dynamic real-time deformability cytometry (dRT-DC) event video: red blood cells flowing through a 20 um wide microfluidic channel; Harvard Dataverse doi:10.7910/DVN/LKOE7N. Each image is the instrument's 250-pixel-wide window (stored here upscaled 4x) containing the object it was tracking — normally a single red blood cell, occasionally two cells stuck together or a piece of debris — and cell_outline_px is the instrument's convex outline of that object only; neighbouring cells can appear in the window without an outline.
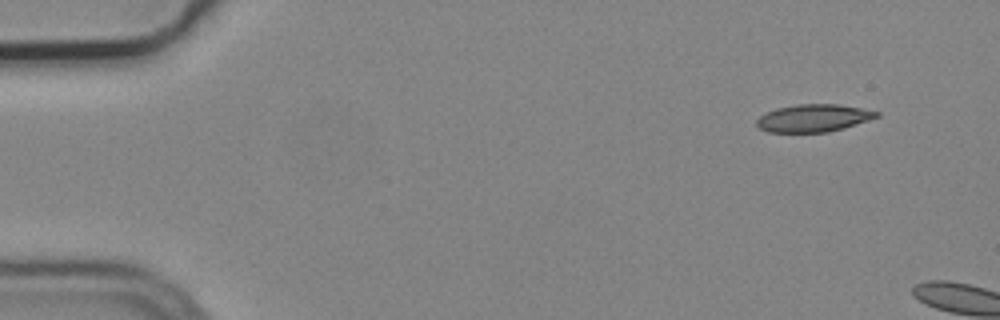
{"species": "common noctule bat (a hibernating species)", "species_latin": "Nyctalus noctula", "temperature_condition": "cold", "stored_images_in_passage": 2, "camera_frame_rate_fps": 3000, "um_per_image_px": 0.085, "animal": {"sex": "male", "body_mass_g": 19.2, "forearm_length_mm": 51.8}, "frame": {"image": 1, "passage_image": 1, "time_ms": 0.0, "image_size_px": [1000, 320], "cell_outline_px": [[880, 116], [868, 120], [828, 132], [768, 132], [760, 128], [756, 124], [756, 120], [760, 116], [776, 108], [796, 104], [836, 104], [860, 108], [880, 112]], "centroid_in_image_um": [69.12, 10.03], "position_along_channel_um": 15.9, "area_um2": 19.02}}